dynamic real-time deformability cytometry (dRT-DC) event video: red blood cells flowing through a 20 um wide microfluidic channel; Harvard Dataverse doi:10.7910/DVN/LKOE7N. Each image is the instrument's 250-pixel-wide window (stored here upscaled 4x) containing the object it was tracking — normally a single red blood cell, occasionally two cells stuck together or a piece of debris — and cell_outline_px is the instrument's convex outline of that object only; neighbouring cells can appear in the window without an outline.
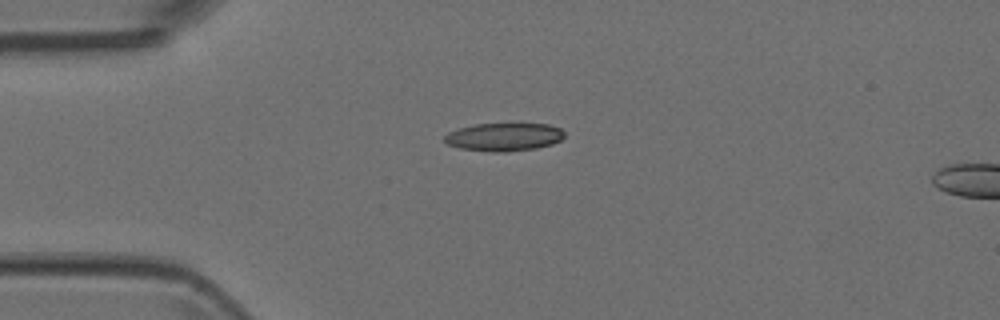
{"species": "Egyptian fruit bat (a non-hibernating species)", "species_latin": "Rousettus aegyptiacus", "temperature_condition": "room temperature", "stored_images_in_passage": 39, "camera_frame_rate_fps": 3000, "um_per_image_px": 0.085, "animal": {"sex": "female"}, "frame": {"image": 1, "passage_image": 1, "time_ms": 0.0, "image_size_px": [1000, 320], "cell_outline_px": [[564, 136], [560, 140], [552, 144], [536, 148], [504, 152], [492, 152], [460, 148], [448, 144], [444, 140], [444, 136], [448, 132], [460, 128], [476, 124], [516, 120], [548, 124], [560, 128], [564, 132]], "centroid_in_image_um": [42.88, 11.58], "position_along_channel_um": 42.1, "area_um2": 20.52}}
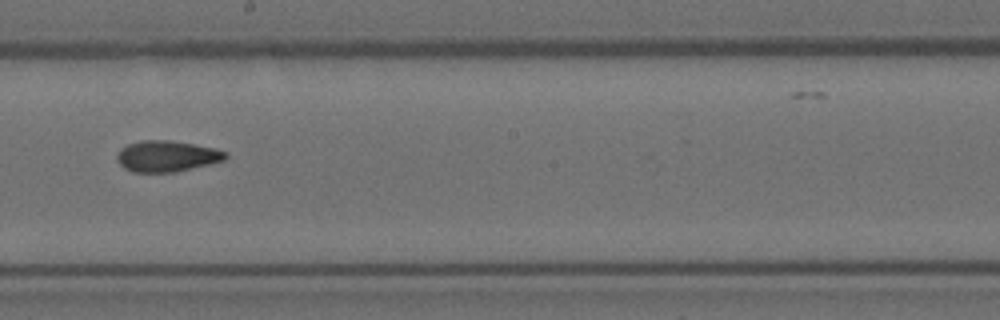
{"frame": {"image": 2, "passage_image": 17, "time_ms": 5.333, "image_size_px": [1000, 320], "cell_outline_px": [[228, 156], [224, 160], [176, 172], [132, 172], [124, 168], [116, 160], [116, 156], [120, 148], [128, 144], [144, 140], [168, 140], [216, 148], [228, 152]], "centroid_in_image_um": [14.16, 13.28], "position_along_channel_um": 234.0, "area_um2": 19.65}}
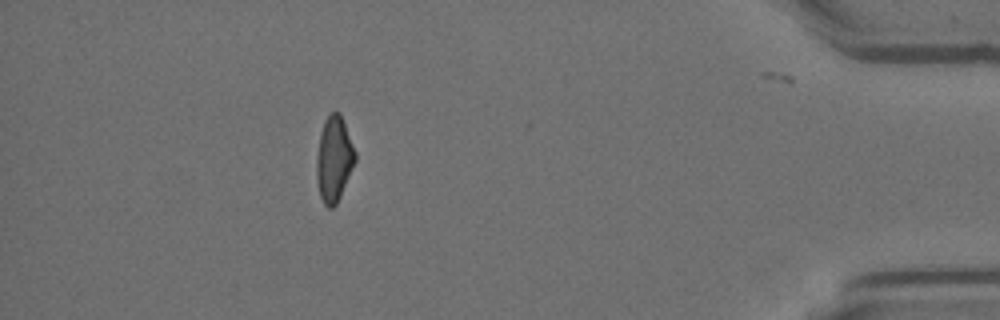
{"frame": {"image": 3, "passage_image": 34, "time_ms": 11.0, "image_size_px": [1000, 320], "cell_outline_px": [[356, 160], [340, 196], [336, 204], [332, 208], [328, 208], [324, 204], [320, 196], [316, 180], [316, 160], [320, 132], [324, 120], [332, 112], [340, 112], [356, 152]], "centroid_in_image_um": [28.38, 13.52], "position_along_channel_um": 406.8, "area_um2": 19.19}}